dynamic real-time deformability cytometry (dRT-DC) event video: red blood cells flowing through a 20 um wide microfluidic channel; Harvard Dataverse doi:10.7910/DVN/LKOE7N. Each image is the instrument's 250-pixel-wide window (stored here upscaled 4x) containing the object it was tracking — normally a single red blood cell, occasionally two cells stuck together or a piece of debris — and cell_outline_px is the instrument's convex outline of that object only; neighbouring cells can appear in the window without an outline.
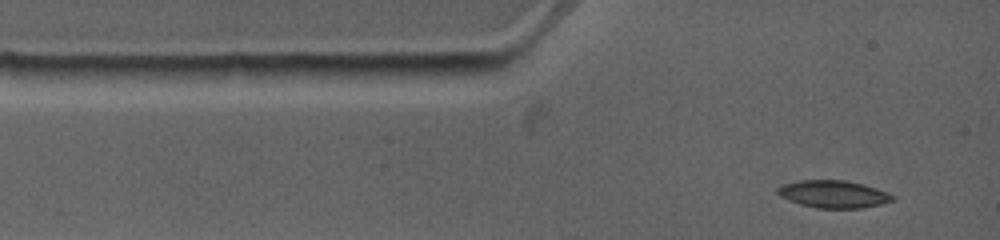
{"species": "common noctule bat (a hibernating species)", "species_latin": "Nyctalus noctula", "temperature_condition": "warm", "stored_images_in_passage": 5, "camera_frame_rate_fps": 4500, "um_per_image_px": 0.085, "animal": {"sex": "female", "body_mass_g": 19.0, "forearm_length_mm": 53.3}, "frame": {"image": 1, "passage_image": 1, "time_ms": 0.0, "image_size_px": [1000, 240], "cell_outline_px": [[896, 200], [880, 204], [860, 208], [816, 208], [800, 204], [788, 200], [780, 196], [776, 192], [776, 188], [784, 184], [800, 180], [844, 180], [864, 184], [888, 192], [896, 196]], "centroid_in_image_um": [70.86, 16.5], "position_along_channel_um": 14.1, "area_um2": 18.5}}
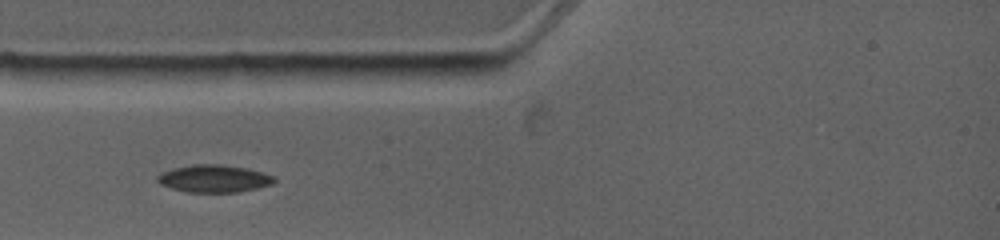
{"frame": {"image": 2, "passage_image": 3, "time_ms": 2.0, "image_size_px": [1000, 240], "cell_outline_px": [[276, 180], [272, 184], [256, 188], [236, 192], [188, 192], [172, 188], [160, 184], [156, 180], [156, 176], [164, 172], [176, 168], [192, 164], [220, 164], [244, 168], [260, 172], [272, 176]], "centroid_in_image_um": [18.16, 15.18], "position_along_channel_um": 66.8, "area_um2": 18.32}}
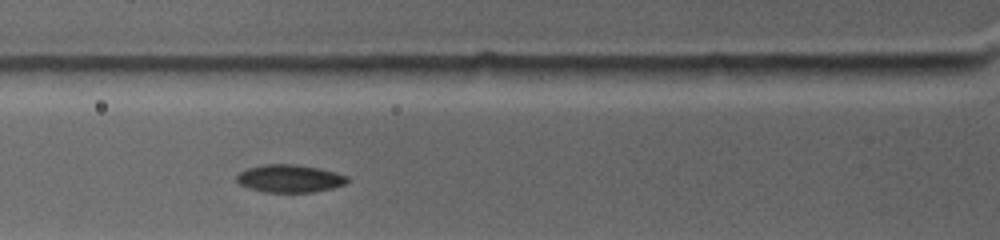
{"frame": {"image": 3, "passage_image": 4, "time_ms": 2.889, "image_size_px": [1000, 240], "cell_outline_px": [[348, 180], [344, 184], [332, 188], [312, 192], [264, 192], [248, 188], [240, 184], [236, 180], [236, 176], [240, 172], [248, 168], [264, 164], [296, 164], [320, 168], [336, 172], [348, 176]], "centroid_in_image_um": [24.62, 15.17], "position_along_channel_um": 101.2, "area_um2": 17.92}}